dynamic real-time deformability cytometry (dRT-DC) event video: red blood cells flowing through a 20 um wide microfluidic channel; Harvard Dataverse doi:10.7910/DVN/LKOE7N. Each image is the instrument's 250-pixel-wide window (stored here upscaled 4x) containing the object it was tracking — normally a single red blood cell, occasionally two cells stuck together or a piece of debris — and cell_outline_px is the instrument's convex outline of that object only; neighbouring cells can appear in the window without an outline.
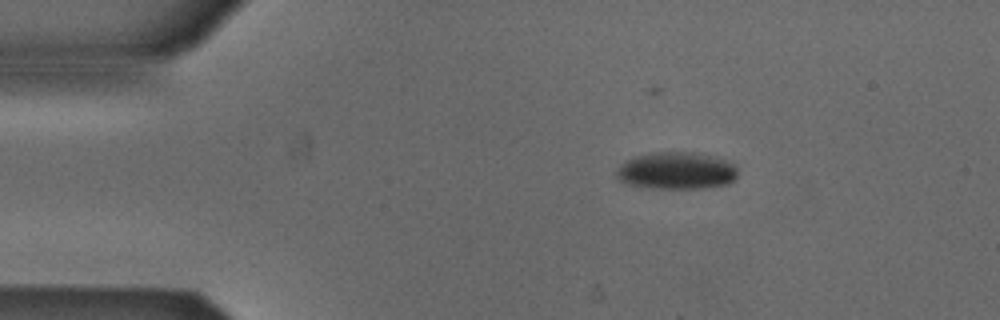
{"species": "Egyptian fruit bat (a non-hibernating species)", "species_latin": "Rousettus aegyptiacus", "temperature_condition": "cold", "stored_images_in_passage": 5, "camera_frame_rate_fps": 3000, "um_per_image_px": 0.085, "animal": {"sex": "male"}, "frame": {"image": 1, "passage_image": 2, "time_ms": 0.333, "image_size_px": [1000, 320], "cell_outline_px": [[736, 176], [728, 184], [708, 188], [652, 188], [628, 184], [620, 180], [616, 176], [616, 168], [624, 160], [632, 156], [652, 152], [692, 152], [716, 156], [728, 160], [736, 164]], "centroid_in_image_um": [57.49, 14.49], "position_along_channel_um": 27.5, "area_um2": 26.7}}
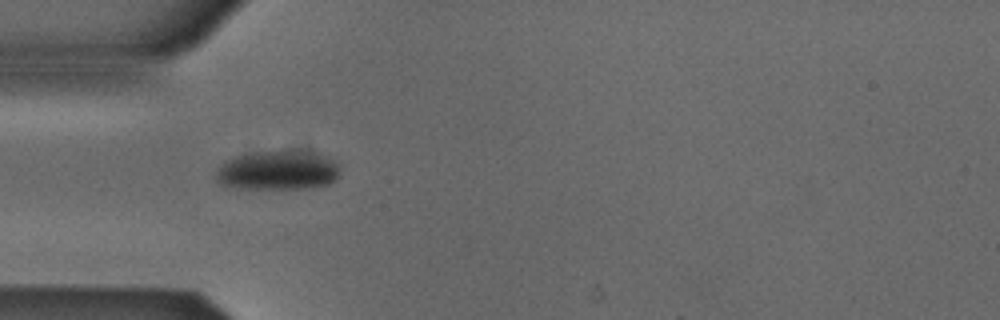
{"frame": {"image": 2, "passage_image": 4, "time_ms": 1.0, "image_size_px": [1000, 320], "cell_outline_px": [[340, 172], [336, 180], [328, 184], [308, 188], [236, 188], [220, 184], [216, 180], [216, 172], [220, 164], [224, 160], [248, 152], [300, 148], [324, 156], [332, 160], [340, 168]], "centroid_in_image_um": [23.6, 14.44], "position_along_channel_um": 61.4, "area_um2": 29.13}}